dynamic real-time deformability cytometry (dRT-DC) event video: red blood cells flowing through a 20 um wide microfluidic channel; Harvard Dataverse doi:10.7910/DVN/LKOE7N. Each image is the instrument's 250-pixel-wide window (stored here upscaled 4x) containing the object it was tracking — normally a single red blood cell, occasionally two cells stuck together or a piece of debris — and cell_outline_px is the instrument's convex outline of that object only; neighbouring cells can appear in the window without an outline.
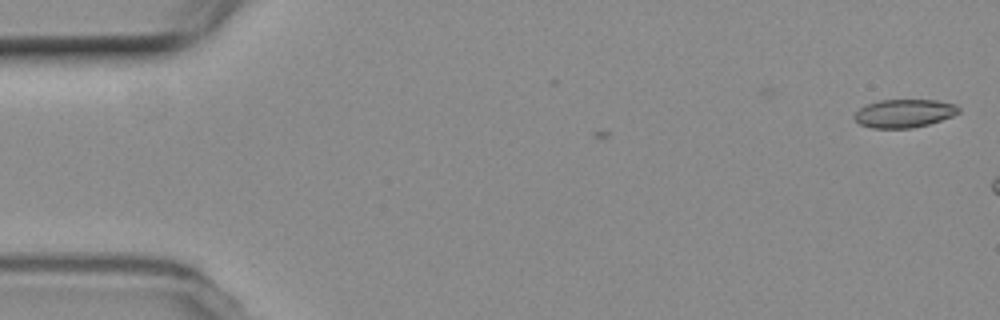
{"species": "common noctule bat (a hibernating species)", "species_latin": "Nyctalus noctula", "temperature_condition": "room temperature", "stored_images_in_passage": 2, "camera_frame_rate_fps": 3000, "um_per_image_px": 0.085, "animal": {"sex": "female", "body_mass_g": 19.3, "forearm_length_mm": 54.1}, "frame": {"image": 1, "passage_image": 2, "time_ms": 0.333, "image_size_px": [1000, 320], "cell_outline_px": [[960, 112], [952, 116], [928, 124], [912, 128], [872, 128], [860, 124], [852, 116], [864, 104], [880, 100], [936, 100], [956, 104], [960, 108]], "centroid_in_image_um": [76.84, 9.63], "position_along_channel_um": 8.2, "area_um2": 17.22}}